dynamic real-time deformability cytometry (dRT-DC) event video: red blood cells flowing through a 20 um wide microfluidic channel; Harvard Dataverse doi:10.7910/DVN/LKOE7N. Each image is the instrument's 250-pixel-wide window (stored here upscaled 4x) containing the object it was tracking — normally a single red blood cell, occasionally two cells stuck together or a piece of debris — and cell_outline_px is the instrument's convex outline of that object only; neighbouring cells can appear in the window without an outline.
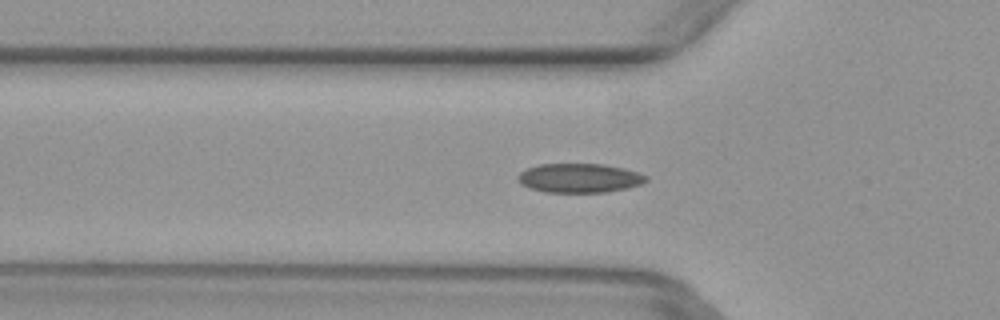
{"species": "common noctule bat (a hibernating species)", "species_latin": "Nyctalus noctula", "temperature_condition": "warm", "stored_images_in_passage": 48, "camera_frame_rate_fps": 3000, "um_per_image_px": 0.085, "animal": {"sex": "female", "body_mass_g": 29.2, "forearm_length_mm": 56.3}, "frame": {"image": 1, "passage_image": 15, "time_ms": 4.667, "image_size_px": [1000, 320], "cell_outline_px": [[648, 180], [640, 184], [628, 188], [604, 192], [544, 192], [520, 184], [516, 180], [516, 176], [520, 172], [528, 168], [540, 164], [604, 164], [624, 168], [648, 176]], "centroid_in_image_um": [49.23, 15.13], "position_along_channel_um": 76.6, "area_um2": 21.79}}
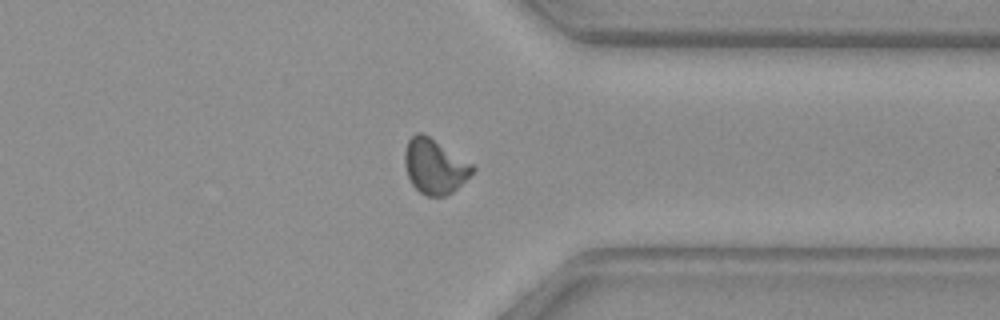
{"frame": {"image": 2, "passage_image": 37, "time_ms": 12.0, "image_size_px": [1000, 320], "cell_outline_px": [[476, 168], [452, 192], [444, 196], [424, 196], [412, 184], [408, 176], [404, 164], [404, 152], [408, 140], [416, 132], [424, 132], [472, 164]], "centroid_in_image_um": [36.9, 14.11], "position_along_channel_um": 374.5, "area_um2": 21.5}}
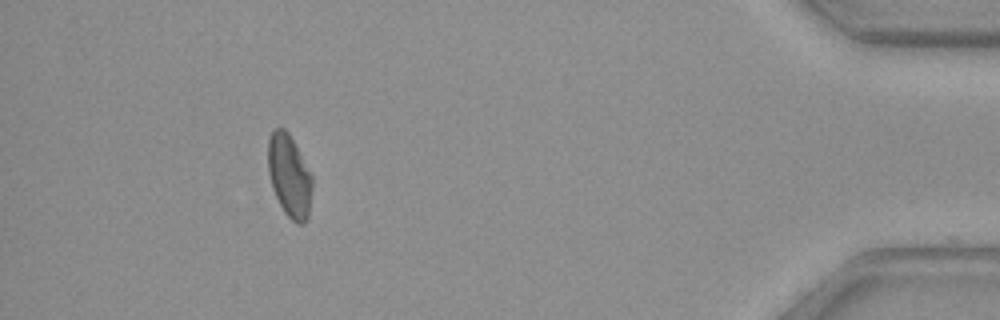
{"frame": {"image": 3, "passage_image": 44, "time_ms": 14.333, "image_size_px": [1000, 320], "cell_outline_px": [[312, 188], [308, 216], [304, 224], [296, 224], [284, 212], [272, 188], [268, 172], [268, 140], [272, 132], [276, 128], [284, 128], [288, 132], [312, 176]], "centroid_in_image_um": [24.59, 14.97], "position_along_channel_um": 410.6, "area_um2": 21.04}}